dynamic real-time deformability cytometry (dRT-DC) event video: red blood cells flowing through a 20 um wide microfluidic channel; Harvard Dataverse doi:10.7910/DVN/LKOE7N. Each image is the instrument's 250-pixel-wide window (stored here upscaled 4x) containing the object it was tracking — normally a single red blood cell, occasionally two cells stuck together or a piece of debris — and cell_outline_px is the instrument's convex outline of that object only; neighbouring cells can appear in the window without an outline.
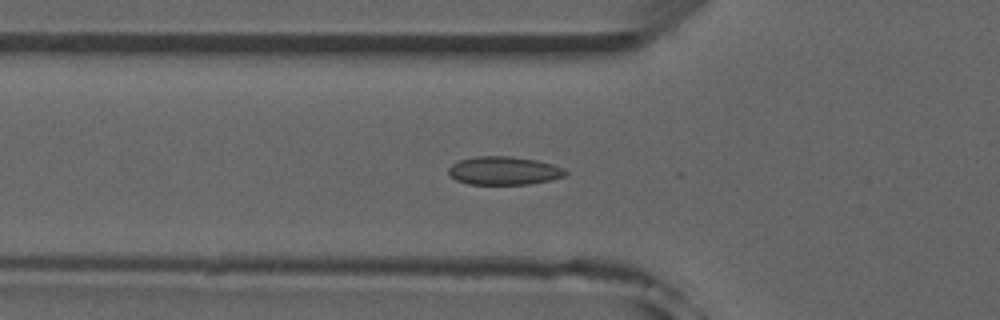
{"species": "common noctule bat (a hibernating species)", "species_latin": "Nyctalus noctula", "temperature_condition": "room temperature", "stored_images_in_passage": 17, "camera_frame_rate_fps": 3000, "um_per_image_px": 0.085, "animal": {"sex": "male", "forearm_length_mm": 52.5}, "frame": {"image": 1, "passage_image": 5, "time_ms": 1.333, "image_size_px": [1000, 320], "cell_outline_px": [[568, 172], [564, 176], [552, 180], [528, 184], [468, 184], [456, 180], [448, 172], [448, 168], [452, 164], [460, 160], [476, 156], [512, 156], [536, 160], [552, 164], [564, 168]], "centroid_in_image_um": [42.85, 14.5], "position_along_channel_um": 83.0, "area_um2": 19.31}}
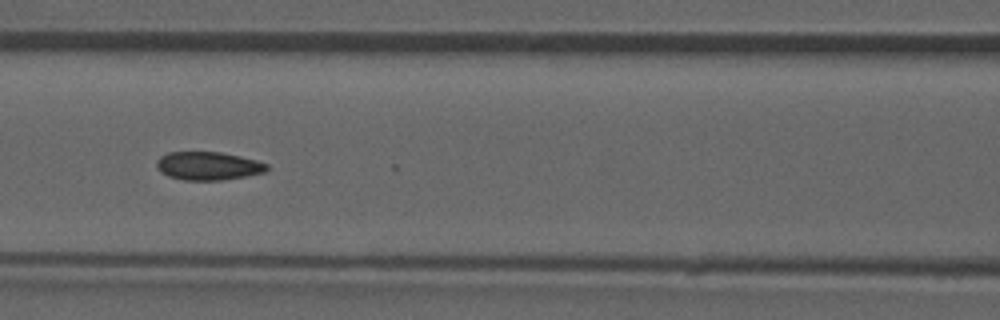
{"frame": {"image": 2, "passage_image": 10, "time_ms": 3.0, "image_size_px": [1000, 320], "cell_outline_px": [[268, 168], [264, 172], [248, 176], [220, 180], [184, 180], [168, 176], [160, 172], [156, 164], [156, 160], [160, 156], [168, 152], [220, 152], [240, 156], [256, 160], [268, 164]], "centroid_in_image_um": [17.68, 14.1], "position_along_channel_um": 148.9, "area_um2": 18.21}}